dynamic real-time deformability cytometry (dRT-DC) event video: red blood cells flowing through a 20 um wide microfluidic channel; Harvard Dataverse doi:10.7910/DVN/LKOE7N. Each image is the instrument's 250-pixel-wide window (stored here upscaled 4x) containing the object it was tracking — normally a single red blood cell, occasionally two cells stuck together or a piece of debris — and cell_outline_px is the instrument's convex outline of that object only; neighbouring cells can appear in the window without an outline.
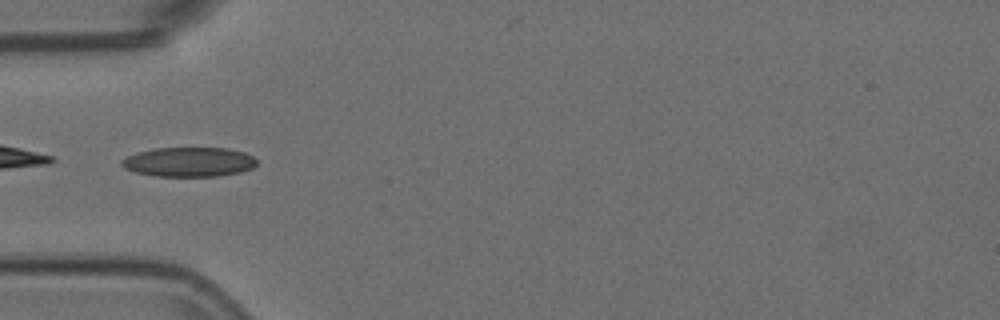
{"species": "Egyptian fruit bat (a non-hibernating species)", "species_latin": "Rousettus aegyptiacus", "temperature_condition": "room temperature", "stored_images_in_passage": 11, "camera_frame_rate_fps": 3000, "um_per_image_px": 0.085, "animal": {"sex": "female"}, "frame": {"image": 1, "passage_image": 5, "time_ms": 1.333, "image_size_px": [1000, 320], "cell_outline_px": [[256, 164], [252, 168], [240, 172], [216, 176], [152, 176], [136, 172], [124, 168], [120, 164], [120, 160], [136, 152], [156, 148], [228, 148], [244, 152], [252, 156], [256, 160]], "centroid_in_image_um": [16.03, 13.76], "position_along_channel_um": 69.0, "area_um2": 23.24}}
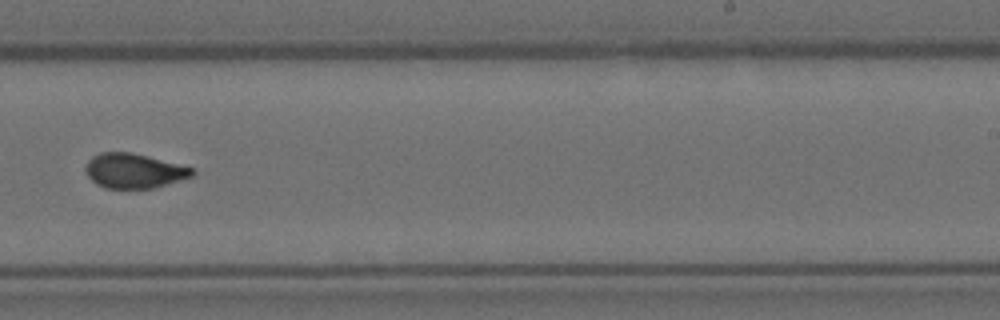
{"frame": {"image": 2, "passage_image": 10, "time_ms": 3.0, "image_size_px": [1000, 320], "cell_outline_px": [[196, 172], [192, 176], [156, 188], [104, 188], [96, 184], [84, 172], [84, 168], [88, 160], [92, 156], [100, 152], [132, 152], [192, 168]], "centroid_in_image_um": [11.34, 14.52], "position_along_channel_um": 277.7, "area_um2": 21.56}}
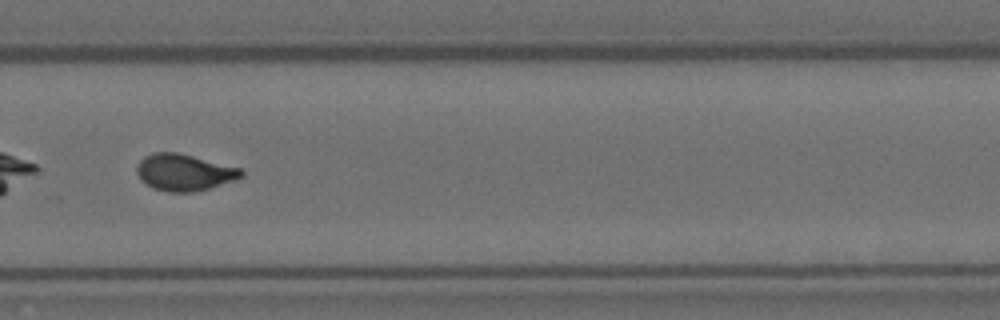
{"frame": {"image": 3, "passage_image": 11, "time_ms": 3.333, "image_size_px": [1000, 320], "cell_outline_px": [[244, 176], [236, 180], [208, 188], [192, 192], [168, 192], [152, 188], [140, 180], [136, 172], [136, 168], [140, 160], [144, 156], [152, 152], [176, 152], [240, 168], [244, 172]], "centroid_in_image_um": [15.62, 14.65], "position_along_channel_um": 314.2, "area_um2": 22.31}}